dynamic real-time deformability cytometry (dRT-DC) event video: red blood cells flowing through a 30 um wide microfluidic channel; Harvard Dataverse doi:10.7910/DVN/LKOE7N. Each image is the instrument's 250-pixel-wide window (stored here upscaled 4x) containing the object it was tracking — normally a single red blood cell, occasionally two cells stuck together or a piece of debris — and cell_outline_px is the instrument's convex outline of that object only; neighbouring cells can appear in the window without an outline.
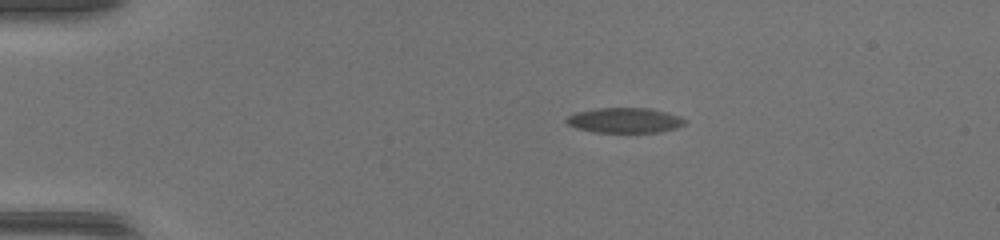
{"species": "common noctule bat (a hibernating species)", "species_latin": "Nyctalus noctula", "temperature_condition": "warm", "stored_images_in_passage": 42, "camera_frame_rate_fps": 3000, "um_per_image_px": 0.085, "animal": {"sex": "female", "body_mass_g": 17.0, "forearm_length_mm": 48.0}, "frame": {"image": 1, "passage_image": 3, "time_ms": 0.667, "image_size_px": [1000, 240], "cell_outline_px": [[684, 124], [676, 128], [656, 132], [596, 132], [576, 128], [568, 124], [564, 120], [568, 116], [576, 112], [600, 108], [648, 108], [664, 112], [676, 116], [684, 120]], "centroid_in_image_um": [53.03, 10.23], "position_along_channel_um": 32.0, "area_um2": 16.94}}
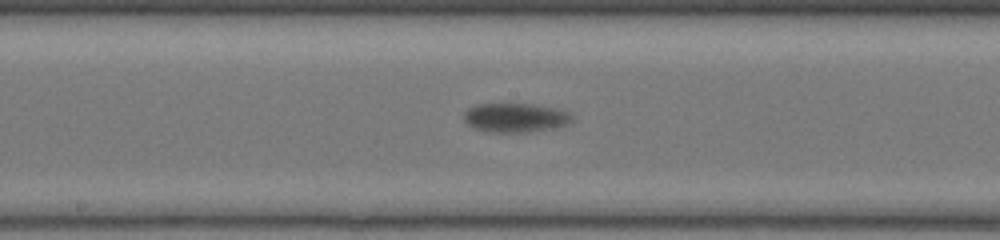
{"frame": {"image": 2, "passage_image": 20, "time_ms": 6.333, "image_size_px": [1000, 240], "cell_outline_px": [[572, 120], [564, 124], [528, 132], [492, 132], [472, 128], [464, 120], [464, 112], [468, 108], [480, 104], [532, 104], [568, 112]], "centroid_in_image_um": [43.69, 10.0], "position_along_channel_um": 204.5, "area_um2": 17.74}}
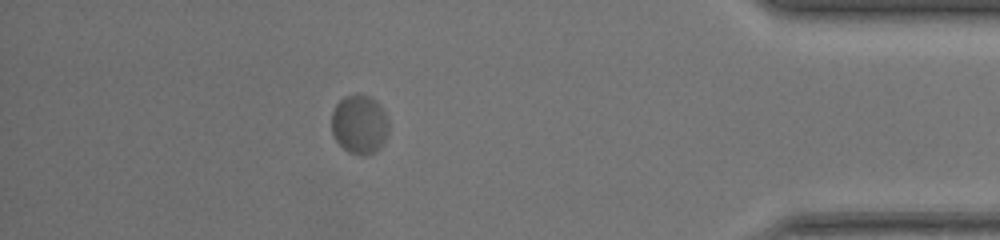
{"frame": {"image": 3, "passage_image": 37, "time_ms": 12.0, "image_size_px": [1000, 240], "cell_outline_px": [[388, 128], [384, 140], [372, 152], [348, 152], [336, 140], [332, 132], [332, 112], [336, 104], [344, 96], [368, 96], [384, 112], [388, 124]], "centroid_in_image_um": [30.5, 10.55], "position_along_channel_um": 404.7, "area_um2": 18.5}}